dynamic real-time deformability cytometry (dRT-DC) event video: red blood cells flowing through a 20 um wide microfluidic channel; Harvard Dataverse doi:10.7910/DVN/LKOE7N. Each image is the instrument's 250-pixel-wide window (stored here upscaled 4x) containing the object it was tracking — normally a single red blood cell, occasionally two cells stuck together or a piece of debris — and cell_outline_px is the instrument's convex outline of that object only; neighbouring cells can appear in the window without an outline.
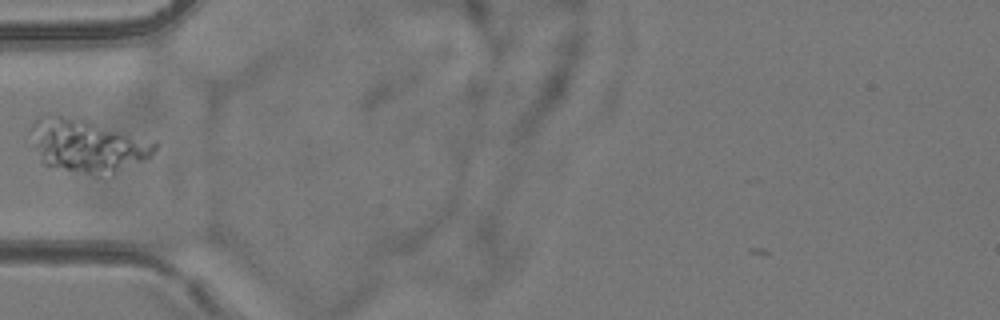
{"species": "common noctule bat (a hibernating species)", "species_latin": "Nyctalus noctula", "temperature_condition": "room temperature", "stored_images_in_passage": 2, "camera_frame_rate_fps": 3000, "um_per_image_px": 0.085, "animal": {"sex": "female", "body_mass_g": 24.6, "forearm_length_mm": 56.2}, "frame": {"image": 1, "passage_image": 2, "time_ms": 1.0, "image_size_px": [1000, 320], "cell_outline_px": [[160, 144], [144, 160], [112, 176], [96, 176], [44, 164], [40, 160], [32, 128], [32, 124], [40, 116], [48, 112], [84, 116], [156, 140]], "centroid_in_image_um": [7.53, 12.3], "position_along_channel_um": 77.5, "area_um2": 39.77}}